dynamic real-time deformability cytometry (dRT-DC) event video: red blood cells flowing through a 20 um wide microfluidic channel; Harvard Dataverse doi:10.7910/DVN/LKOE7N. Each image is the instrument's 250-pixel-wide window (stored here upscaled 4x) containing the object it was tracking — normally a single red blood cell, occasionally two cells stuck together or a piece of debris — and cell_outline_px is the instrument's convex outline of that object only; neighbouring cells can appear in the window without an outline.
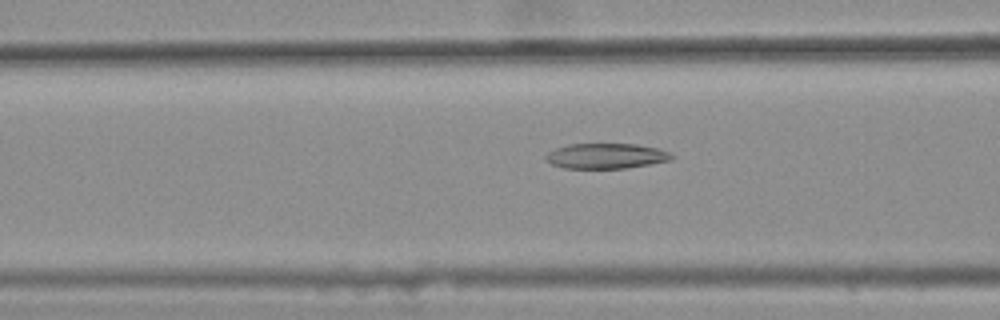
{"species": "common noctule bat (a hibernating species)", "species_latin": "Nyctalus noctula", "temperature_condition": "warm", "stored_images_in_passage": 33, "camera_frame_rate_fps": 3000, "um_per_image_px": 0.085, "animal": {"sex": "female", "body_mass_g": 25.1}, "frame": {"image": 1, "passage_image": 5, "time_ms": 1.333, "image_size_px": [1000, 320], "cell_outline_px": [[676, 156], [672, 160], [652, 164], [624, 168], [564, 168], [552, 164], [544, 160], [544, 156], [548, 152], [556, 148], [568, 144], [636, 144], [660, 148]], "centroid_in_image_um": [51.54, 13.25], "position_along_channel_um": 115.1, "area_um2": 18.73}}
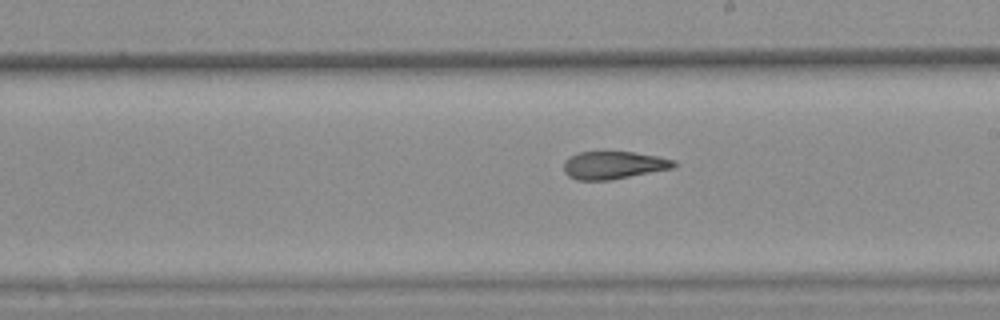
{"frame": {"image": 2, "passage_image": 15, "time_ms": 4.667, "image_size_px": [1000, 320], "cell_outline_px": [[676, 164], [672, 168], [612, 180], [576, 180], [568, 176], [564, 172], [564, 160], [580, 152], [632, 152], [660, 156], [676, 160]], "centroid_in_image_um": [52.16, 14.04], "position_along_channel_um": 236.8, "area_um2": 17.8}}
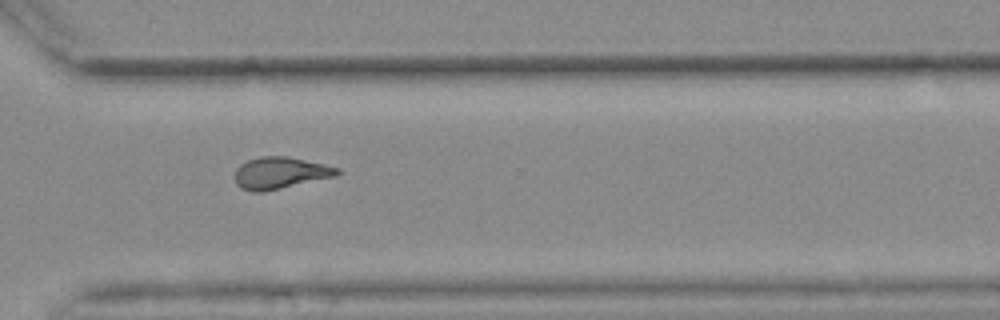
{"frame": {"image": 3, "passage_image": 24, "time_ms": 7.667, "image_size_px": [1000, 320], "cell_outline_px": [[340, 172], [336, 176], [264, 192], [252, 192], [240, 188], [236, 184], [232, 176], [236, 168], [240, 164], [248, 160], [260, 156], [288, 156], [324, 164], [340, 168]], "centroid_in_image_um": [23.76, 14.7], "position_along_channel_um": 346.8, "area_um2": 19.25}, "authors_computed_cell_mechanics": {"area_um2": 18.7272, "velocity_mm_per_s": 3.6608, "shape_relaxation_time_tau1_ms": null, "shape_relaxation_time_tau2_ms": 2.1775, "deformation_change_tau1": null, "deformation_change_tau2": 0.0954}}